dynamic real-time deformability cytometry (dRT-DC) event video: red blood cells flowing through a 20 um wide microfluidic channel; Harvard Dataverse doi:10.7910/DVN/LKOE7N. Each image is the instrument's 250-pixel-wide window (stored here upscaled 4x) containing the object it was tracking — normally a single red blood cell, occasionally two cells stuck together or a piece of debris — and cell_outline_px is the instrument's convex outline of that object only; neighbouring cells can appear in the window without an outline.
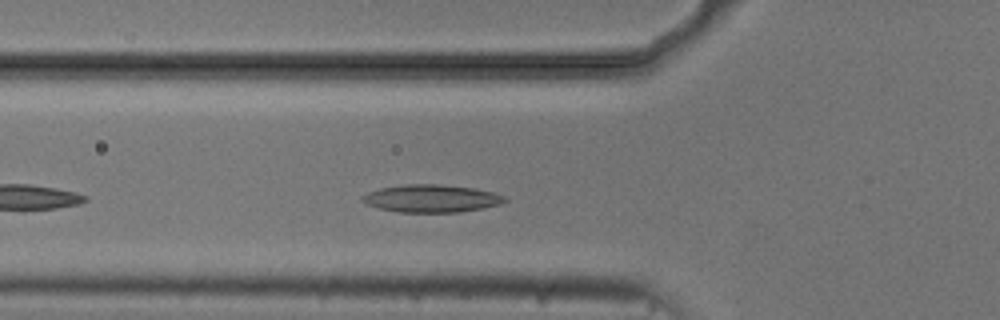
{"species": "common noctule bat (a hibernating species)", "species_latin": "Nyctalus noctula", "temperature_condition": "cold", "stored_images_in_passage": 40, "camera_frame_rate_fps": 3000, "um_per_image_px": 0.085, "animal": {"sex": "male", "body_mass_g": 20.5, "forearm_length_mm": 52.5}, "frame": {"image": 1, "passage_image": 6, "time_ms": 1.667, "image_size_px": [1000, 320], "cell_outline_px": [[508, 200], [500, 204], [460, 212], [400, 212], [380, 208], [368, 204], [360, 200], [360, 196], [368, 192], [380, 188], [404, 184], [440, 184], [472, 188], [492, 192], [508, 196]], "centroid_in_image_um": [36.67, 16.86], "position_along_channel_um": 89.1, "area_um2": 22.89}}
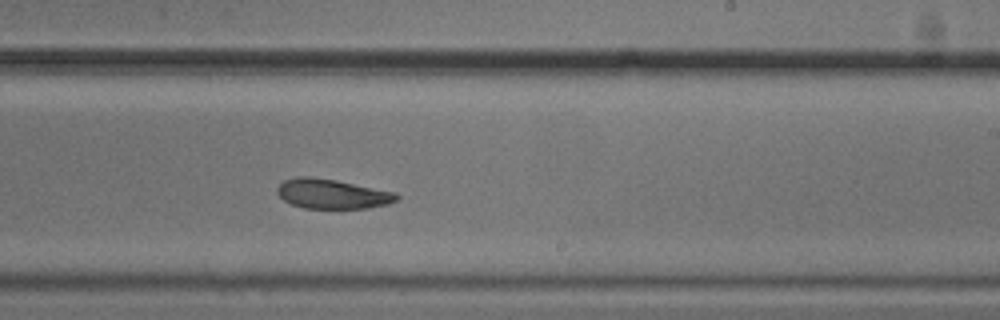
{"frame": {"image": 2, "passage_image": 20, "time_ms": 6.333, "image_size_px": [1000, 320], "cell_outline_px": [[400, 196], [396, 200], [388, 204], [368, 208], [304, 208], [292, 204], [284, 200], [276, 192], [276, 188], [284, 180], [296, 176], [308, 176], [336, 180], [396, 192]], "centroid_in_image_um": [28.23, 16.47], "position_along_channel_um": 260.8, "area_um2": 20.63}}
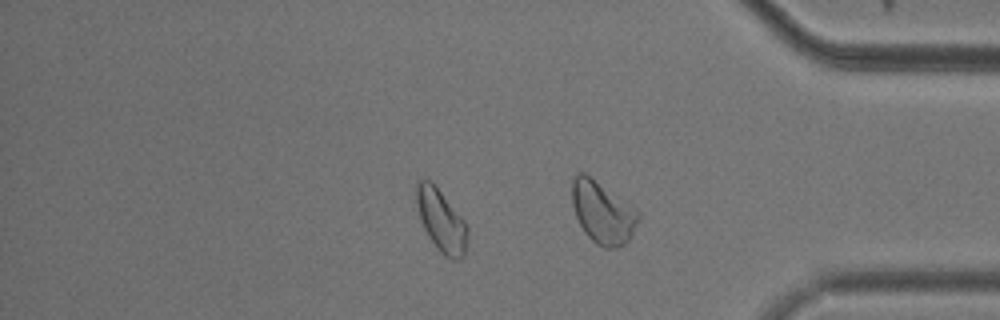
{"frame": {"image": 3, "passage_image": 31, "time_ms": 10.0, "image_size_px": [1000, 320], "cell_outline_px": [[468, 232], [464, 256], [460, 260], [452, 260], [444, 256], [440, 252], [428, 236], [424, 228], [416, 204], [416, 180], [420, 176], [424, 176], [440, 192], [468, 224]], "centroid_in_image_um": [37.5, 18.75], "position_along_channel_um": 397.7, "area_um2": 18.55}, "authors_computed_cell_mechanics": {"area_um2": 21.4438, "velocity_mm_per_s": 3.6685, "shape_relaxation_time_tau1_ms": 4.1063, "shape_relaxation_time_tau2_ms": 5.3301, "deformation_change_tau1": 0.11, "deformation_change_tau2": 0.1091}}